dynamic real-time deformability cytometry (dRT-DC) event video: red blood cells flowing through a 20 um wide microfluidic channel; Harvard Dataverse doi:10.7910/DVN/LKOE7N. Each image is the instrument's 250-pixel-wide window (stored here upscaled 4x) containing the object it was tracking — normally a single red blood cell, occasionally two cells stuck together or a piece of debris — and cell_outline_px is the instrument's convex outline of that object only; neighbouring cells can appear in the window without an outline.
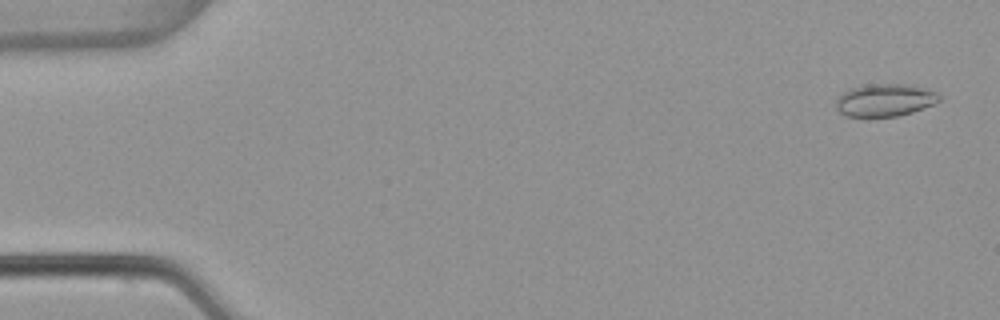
{"species": "common noctule bat (a hibernating species)", "species_latin": "Nyctalus noctula", "temperature_condition": "warm", "stored_images_in_passage": 53, "camera_frame_rate_fps": 3000, "um_per_image_px": 0.085, "animal": {"sex": "female", "body_mass_g": 22.7, "forearm_length_mm": 54.2}, "frame": {"image": 1, "passage_image": 2, "time_ms": 0.333, "image_size_px": [1000, 320], "cell_outline_px": [[940, 100], [932, 104], [912, 112], [896, 116], [844, 116], [836, 108], [836, 100], [844, 92], [852, 88], [868, 84], [908, 84], [928, 88], [936, 92], [940, 96]], "centroid_in_image_um": [75.23, 8.5], "position_along_channel_um": 9.8, "area_um2": 19.42}}
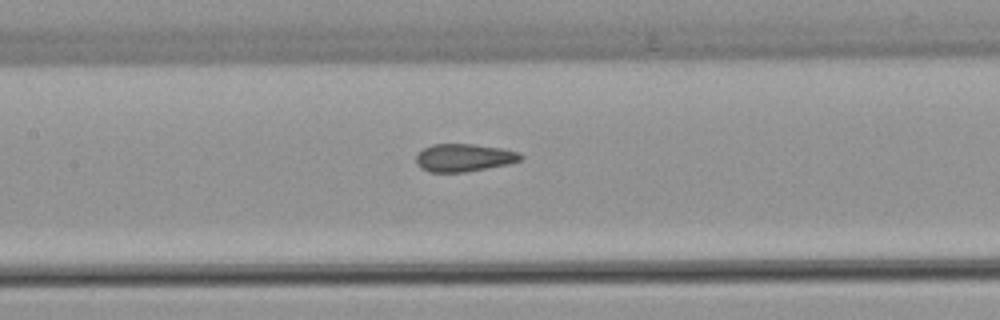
{"frame": {"image": 2, "passage_image": 25, "time_ms": 8.0, "image_size_px": [1000, 320], "cell_outline_px": [[524, 160], [508, 164], [464, 172], [428, 172], [420, 168], [416, 164], [416, 156], [424, 148], [432, 144], [472, 144], [500, 148], [520, 152], [524, 156]], "centroid_in_image_um": [39.45, 13.4], "position_along_channel_um": 167.9, "area_um2": 16.99}}
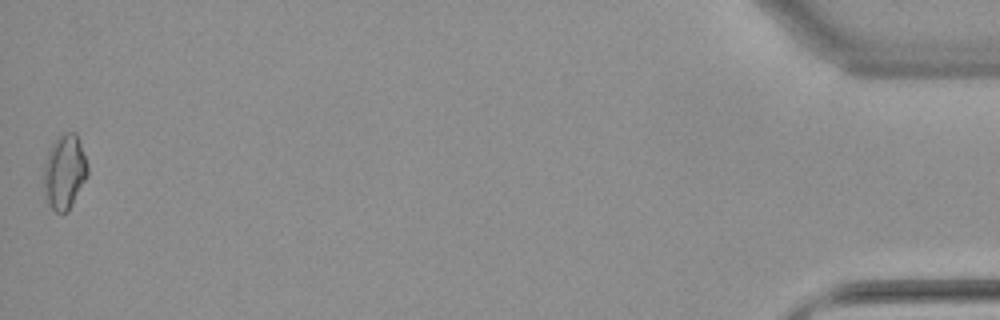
{"frame": {"image": 3, "passage_image": 53, "time_ms": 17.333, "image_size_px": [1000, 320], "cell_outline_px": [[88, 176], [68, 212], [56, 212], [48, 204], [44, 196], [44, 164], [48, 152], [52, 144], [64, 132], [76, 132], [88, 164]], "centroid_in_image_um": [5.49, 14.62], "position_along_channel_um": 429.7, "area_um2": 19.13}, "authors_computed_cell_mechanics": {"area_um2": 17.2822, "velocity_mm_per_s": 3.84, "shape_relaxation_time_tau1_ms": null, "shape_relaxation_time_tau2_ms": 1.5108, "deformation_change_tau1": null, "deformation_change_tau2": 0.0677}}